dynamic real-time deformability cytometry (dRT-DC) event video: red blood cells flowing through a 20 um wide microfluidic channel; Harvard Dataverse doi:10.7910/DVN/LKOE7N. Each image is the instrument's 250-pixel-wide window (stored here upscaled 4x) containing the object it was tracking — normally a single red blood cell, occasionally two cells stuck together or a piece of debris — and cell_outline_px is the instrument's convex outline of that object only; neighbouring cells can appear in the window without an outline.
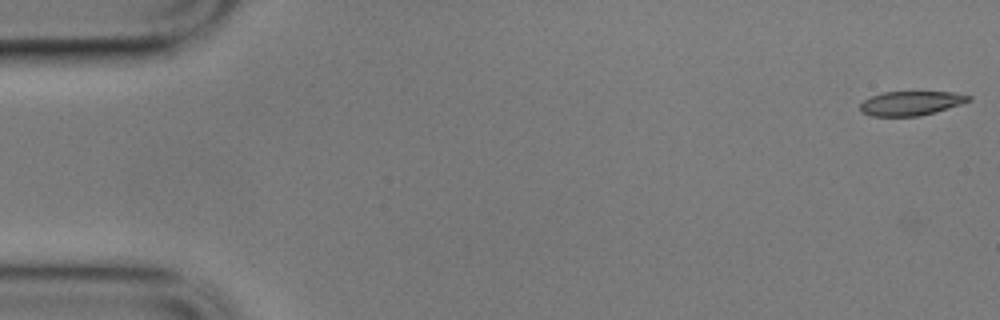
{"species": "common noctule bat (a hibernating species)", "species_latin": "Nyctalus noctula", "temperature_condition": "cold", "stored_images_in_passage": 17, "camera_frame_rate_fps": 3000, "um_per_image_px": 0.085, "animal": {"sex": "male", "body_mass_g": 17.9}, "frame": {"image": 1, "passage_image": 1, "time_ms": 0.0, "image_size_px": [1000, 320], "cell_outline_px": [[972, 100], [936, 112], [920, 116], [872, 116], [860, 112], [860, 104], [864, 100], [872, 96], [884, 92], [952, 92], [972, 96]], "centroid_in_image_um": [77.43, 8.78], "position_along_channel_um": 7.6, "area_um2": 15.32}}
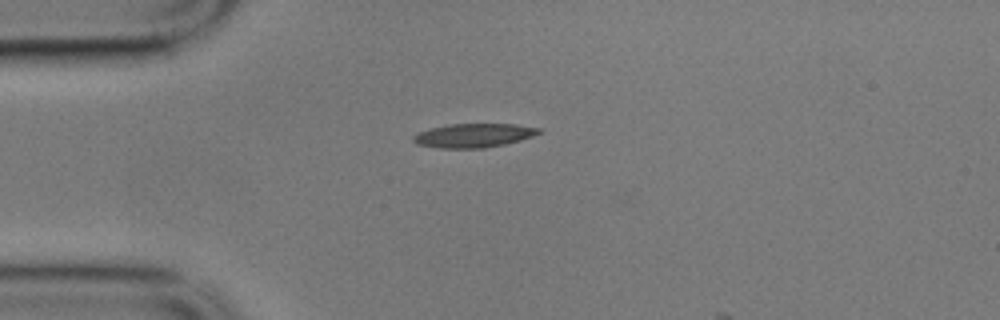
{"frame": {"image": 2, "passage_image": 14, "time_ms": 4.333, "image_size_px": [1000, 320], "cell_outline_px": [[540, 132], [532, 136], [520, 140], [504, 144], [484, 148], [440, 148], [416, 144], [412, 140], [412, 136], [420, 132], [432, 128], [448, 124], [516, 124], [540, 128]], "centroid_in_image_um": [40.24, 11.51], "position_along_channel_um": 44.8, "area_um2": 17.34}}